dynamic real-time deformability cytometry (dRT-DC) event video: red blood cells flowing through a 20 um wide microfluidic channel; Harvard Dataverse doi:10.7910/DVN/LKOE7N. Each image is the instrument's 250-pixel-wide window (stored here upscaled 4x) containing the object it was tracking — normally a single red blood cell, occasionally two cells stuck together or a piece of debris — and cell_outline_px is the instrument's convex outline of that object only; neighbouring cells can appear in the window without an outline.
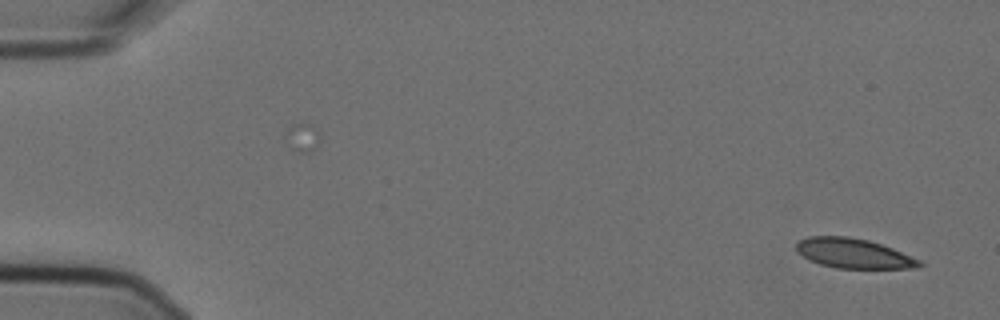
{"species": "Egyptian fruit bat (a non-hibernating species)", "species_latin": "Rousettus aegyptiacus", "temperature_condition": "cold", "stored_images_in_passage": 5, "camera_frame_rate_fps": 3000, "um_per_image_px": 0.085, "animal": {"sex": "female"}, "frame": {"image": 1, "passage_image": 1, "time_ms": 0.0, "image_size_px": [1000, 320], "cell_outline_px": [[924, 264], [916, 268], [836, 268], [820, 264], [808, 260], [796, 248], [796, 244], [800, 240], [808, 236], [848, 236], [868, 240], [892, 248], [920, 260]], "centroid_in_image_um": [72.55, 21.54], "position_along_channel_um": 12.4, "area_um2": 21.15}}
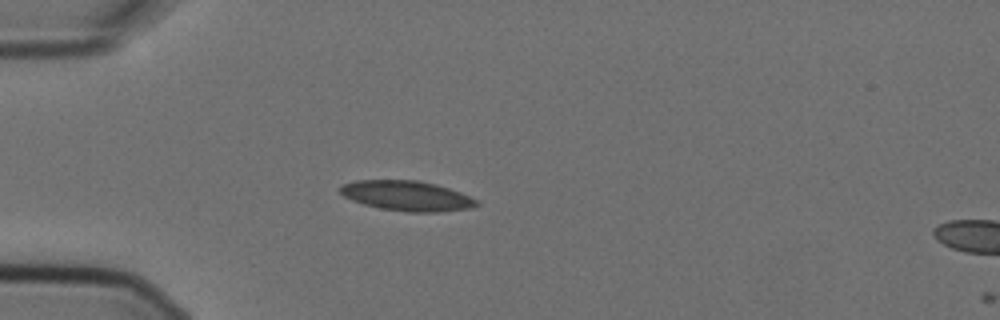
{"frame": {"image": 2, "passage_image": 4, "time_ms": 1.0, "image_size_px": [1000, 320], "cell_outline_px": [[480, 204], [472, 208], [440, 212], [408, 212], [380, 208], [364, 204], [352, 200], [344, 196], [340, 192], [340, 188], [344, 184], [356, 180], [416, 180], [436, 184], [460, 192], [480, 200]], "centroid_in_image_um": [34.64, 16.65], "position_along_channel_um": 50.4, "area_um2": 23.93}}